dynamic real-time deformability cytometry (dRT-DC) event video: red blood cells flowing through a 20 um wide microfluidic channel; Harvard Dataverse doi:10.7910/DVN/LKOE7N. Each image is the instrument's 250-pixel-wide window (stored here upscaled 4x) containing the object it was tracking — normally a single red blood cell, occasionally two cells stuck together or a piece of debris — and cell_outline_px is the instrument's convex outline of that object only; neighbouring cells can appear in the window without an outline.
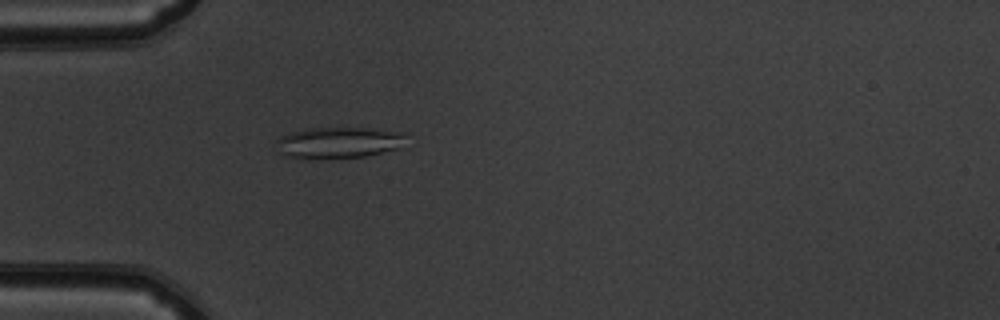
{"species": "common noctule bat (a hibernating species)", "species_latin": "Nyctalus noctula", "temperature_condition": "warm", "stored_images_in_passage": 52, "camera_frame_rate_fps": 3000, "um_per_image_px": 0.085, "animal": {"sex": "male", "body_mass_g": 19.5, "forearm_length_mm": 54.6}, "frame": {"image": 1, "passage_image": 16, "time_ms": 5.0, "image_size_px": [1000, 320], "cell_outline_px": [[408, 148], [364, 156], [312, 160], [308, 160], [288, 156], [280, 152], [276, 140], [280, 136], [292, 132], [308, 128], [364, 128], [404, 132]], "centroid_in_image_um": [28.87, 12.14], "position_along_channel_um": 56.1, "area_um2": 24.22}}
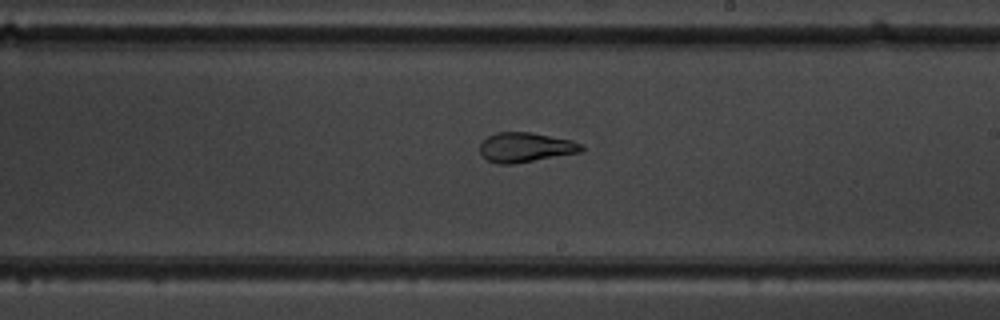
{"frame": {"image": 2, "passage_image": 31, "time_ms": 10.0, "image_size_px": [1000, 320], "cell_outline_px": [[584, 148], [580, 152], [512, 164], [496, 164], [488, 160], [480, 152], [480, 144], [488, 136], [496, 132], [532, 132], [572, 140], [584, 144]], "centroid_in_image_um": [44.68, 12.51], "position_along_channel_um": 244.3, "area_um2": 17.51}}
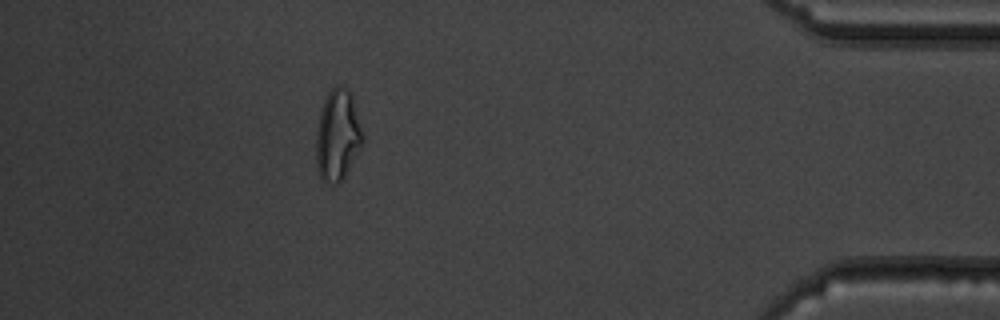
{"frame": {"image": 3, "passage_image": 47, "time_ms": 15.333, "image_size_px": [1000, 320], "cell_outline_px": [[364, 140], [360, 148], [344, 176], [336, 184], [332, 184], [320, 180], [316, 168], [316, 132], [320, 108], [328, 92], [336, 84], [340, 84], [348, 88], [352, 96], [364, 136]], "centroid_in_image_um": [28.67, 11.47], "position_along_channel_um": 406.5, "area_um2": 24.97}, "authors_computed_cell_mechanics": {"area_um2": 22.3108, "velocity_mm_per_s": 3.9084, "shape_relaxation_time_tau1_ms": null, "shape_relaxation_time_tau2_ms": 1.9058, "deformation_change_tau1": null, "deformation_change_tau2": 0.0854}}